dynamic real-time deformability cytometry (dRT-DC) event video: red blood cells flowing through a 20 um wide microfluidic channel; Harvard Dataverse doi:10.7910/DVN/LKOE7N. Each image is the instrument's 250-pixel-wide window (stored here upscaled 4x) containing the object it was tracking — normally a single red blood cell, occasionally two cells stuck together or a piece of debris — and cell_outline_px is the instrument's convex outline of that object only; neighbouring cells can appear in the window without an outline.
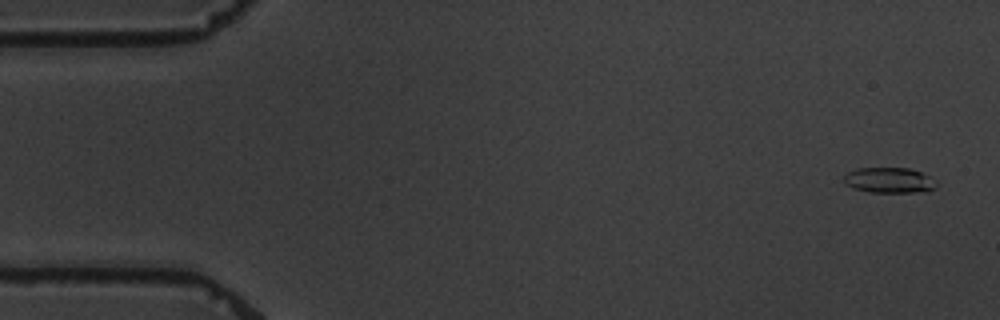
{"species": "common noctule bat (a hibernating species)", "species_latin": "Nyctalus noctula", "temperature_condition": "warm", "stored_images_in_passage": 6, "camera_frame_rate_fps": 3000, "um_per_image_px": 0.085, "animal": {"sex": "male", "body_mass_g": 19.5, "forearm_length_mm": 54.6}, "frame": {"image": 1, "passage_image": 1, "time_ms": 0.0, "image_size_px": [1000, 320], "cell_outline_px": [[936, 188], [928, 192], [868, 192], [852, 188], [844, 184], [844, 176], [848, 172], [856, 168], [908, 168], [920, 172], [936, 180]], "centroid_in_image_um": [75.58, 15.33], "position_along_channel_um": 9.4, "area_um2": 13.87}}
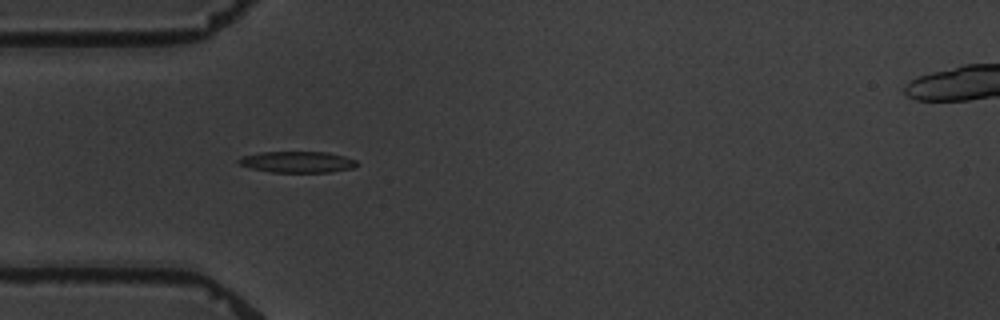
{"frame": {"image": 2, "passage_image": 5, "time_ms": 5.0, "image_size_px": [1000, 320], "cell_outline_px": [[360, 164], [352, 168], [328, 172], [272, 172], [252, 168], [240, 164], [236, 160], [240, 156], [260, 152], [328, 152], [344, 156], [356, 160]], "centroid_in_image_um": [25.28, 13.76], "position_along_channel_um": 59.7, "area_um2": 14.62}}
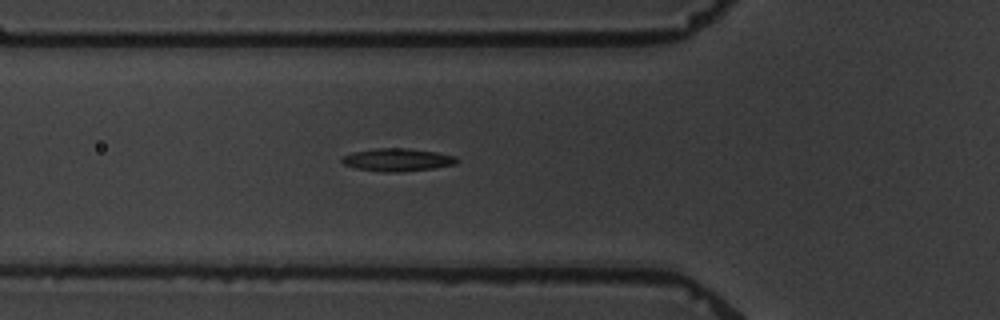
{"frame": {"image": 3, "passage_image": 6, "time_ms": 6.0, "image_size_px": [1000, 320], "cell_outline_px": [[460, 160], [456, 164], [432, 168], [400, 172], [384, 172], [356, 168], [344, 164], [340, 160], [344, 156], [352, 152], [376, 148], [408, 148], [436, 152], [456, 156]], "centroid_in_image_um": [33.8, 13.58], "position_along_channel_um": 92.0, "area_um2": 15.26}}